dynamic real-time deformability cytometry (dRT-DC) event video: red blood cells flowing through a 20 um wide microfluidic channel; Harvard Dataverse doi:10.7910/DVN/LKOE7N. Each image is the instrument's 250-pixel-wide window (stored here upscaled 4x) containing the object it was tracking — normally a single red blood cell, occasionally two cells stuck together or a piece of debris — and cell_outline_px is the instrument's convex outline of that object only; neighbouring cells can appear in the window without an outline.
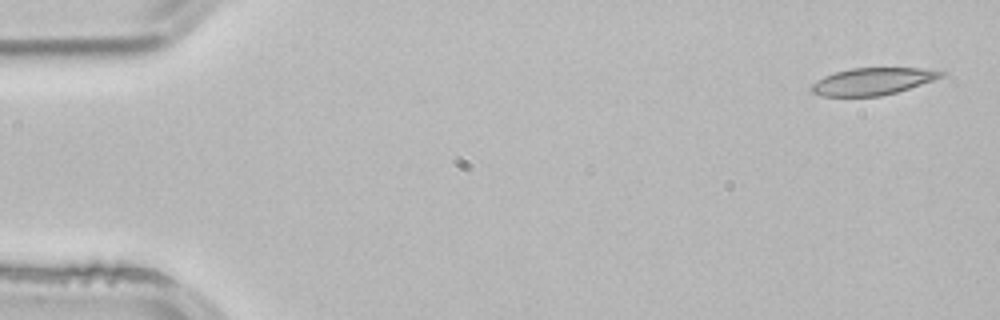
{"species": "common noctule bat (a hibernating species)", "species_latin": "Nyctalus noctula", "temperature_condition": "room temperature", "stored_images_in_passage": 3, "camera_frame_rate_fps": 3000, "um_per_image_px": 0.085, "animal": {"sex": "male", "body_mass_g": 21.5, "forearm_length_mm": 52.0}, "frame": {"image": 1, "passage_image": 1, "time_ms": 0.0, "image_size_px": [1000, 320], "cell_outline_px": [[944, 76], [896, 92], [880, 96], [820, 96], [812, 92], [808, 88], [812, 84], [824, 76], [836, 72], [852, 68], [920, 68], [944, 72]], "centroid_in_image_um": [74.11, 6.92], "position_along_channel_um": 10.9, "area_um2": 20.17}}